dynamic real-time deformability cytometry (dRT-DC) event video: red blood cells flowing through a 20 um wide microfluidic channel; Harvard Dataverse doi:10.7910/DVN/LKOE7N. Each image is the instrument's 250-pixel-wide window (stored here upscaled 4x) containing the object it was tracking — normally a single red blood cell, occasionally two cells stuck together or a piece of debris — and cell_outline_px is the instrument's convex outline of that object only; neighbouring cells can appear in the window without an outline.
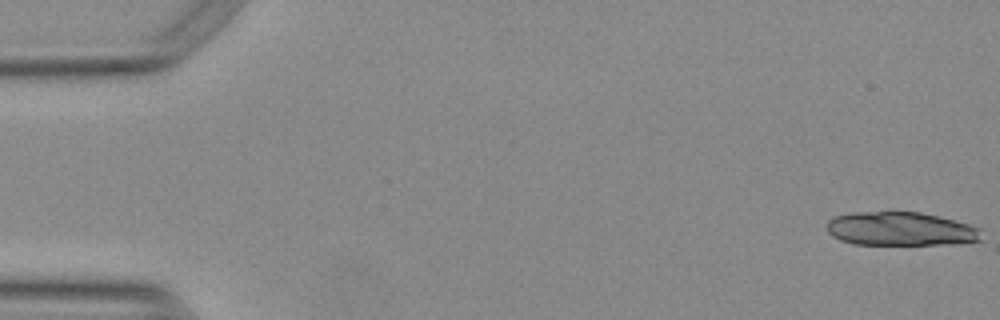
{"species": "Egyptian fruit bat (a non-hibernating species)", "species_latin": "Rousettus aegyptiacus", "temperature_condition": "warm", "stored_images_in_passage": 54, "segment_of_instrument_passage": [1, 2], "camera_frame_rate_fps": 3000, "um_per_image_px": 0.085, "animal": {"sex": "female"}, "frame": {"image": 1, "passage_image": 1, "time_ms": 0.0, "image_size_px": [1000, 320], "cell_outline_px": [[980, 240], [952, 244], [856, 244], [840, 240], [832, 236], [828, 232], [828, 220], [836, 216], [852, 212], [920, 212], [968, 224], [980, 228]], "centroid_in_image_um": [76.52, 19.46], "position_along_channel_um": 8.5, "area_um2": 30.0}}